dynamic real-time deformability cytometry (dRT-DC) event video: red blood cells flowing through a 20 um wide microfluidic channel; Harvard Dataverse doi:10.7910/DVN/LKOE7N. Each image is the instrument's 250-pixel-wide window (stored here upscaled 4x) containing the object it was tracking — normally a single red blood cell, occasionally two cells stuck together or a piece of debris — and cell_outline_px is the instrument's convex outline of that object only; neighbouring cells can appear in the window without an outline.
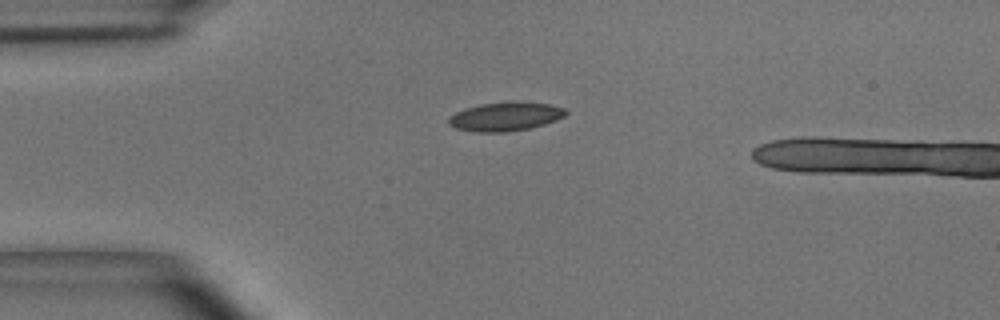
{"species": "common noctule bat (a hibernating species)", "species_latin": "Nyctalus noctula", "temperature_condition": "room temperature", "stored_images_in_passage": 4, "camera_frame_rate_fps": 3000, "um_per_image_px": 0.085, "animal": {"sex": "male", "body_mass_g": 15.6}, "frame": {"image": 1, "passage_image": 1, "time_ms": 0.0, "image_size_px": [1000, 320], "cell_outline_px": [[568, 112], [564, 116], [556, 120], [544, 124], [528, 128], [508, 132], [476, 132], [456, 128], [448, 124], [448, 120], [456, 112], [464, 108], [480, 104], [548, 104], [564, 108]], "centroid_in_image_um": [42.92, 9.95], "position_along_channel_um": 42.1, "area_um2": 18.79}}